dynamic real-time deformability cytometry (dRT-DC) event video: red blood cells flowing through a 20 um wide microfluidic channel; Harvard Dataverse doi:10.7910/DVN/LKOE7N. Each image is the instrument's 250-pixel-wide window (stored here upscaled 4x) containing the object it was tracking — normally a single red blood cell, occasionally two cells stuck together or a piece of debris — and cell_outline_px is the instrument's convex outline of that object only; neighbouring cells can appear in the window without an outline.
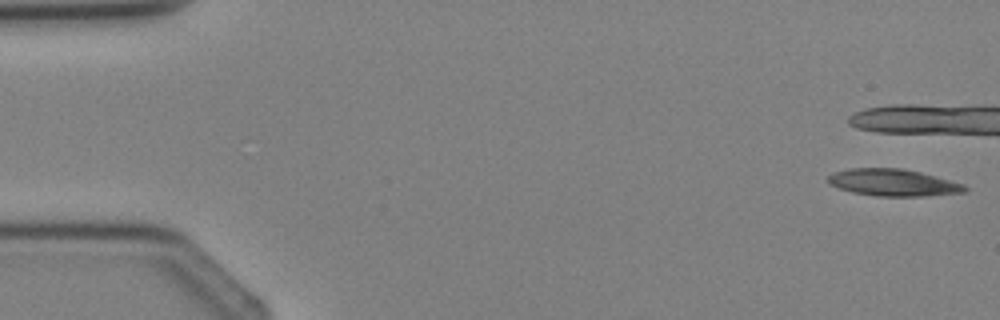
{"species": "Egyptian fruit bat (a non-hibernating species)", "species_latin": "Rousettus aegyptiacus", "temperature_condition": "cold", "stored_images_in_passage": 4, "camera_frame_rate_fps": 3000, "um_per_image_px": 0.085, "animal": {"sex": "female"}, "frame": {"image": 1, "passage_image": 1, "time_ms": 0.0, "image_size_px": [1000, 320], "cell_outline_px": [[968, 188], [964, 192], [924, 196], [876, 196], [852, 192], [828, 184], [828, 176], [832, 172], [848, 168], [904, 168], [920, 172], [964, 184]], "centroid_in_image_um": [75.88, 15.51], "position_along_channel_um": 9.1, "area_um2": 21.5}}